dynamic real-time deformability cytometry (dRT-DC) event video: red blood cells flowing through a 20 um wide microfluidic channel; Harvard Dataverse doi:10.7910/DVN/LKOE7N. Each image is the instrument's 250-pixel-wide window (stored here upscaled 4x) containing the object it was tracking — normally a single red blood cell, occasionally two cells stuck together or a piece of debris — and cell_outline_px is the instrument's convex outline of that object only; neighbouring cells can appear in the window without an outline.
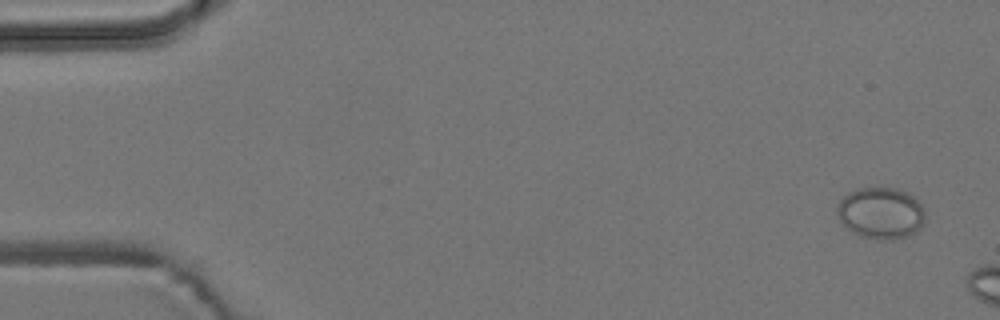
{"species": "common noctule bat (a hibernating species)", "species_latin": "Nyctalus noctula", "temperature_condition": "room temperature", "stored_images_in_passage": 4, "camera_frame_rate_fps": 3000, "um_per_image_px": 0.085, "animal": {"sex": "male", "body_mass_g": 19.2, "forearm_length_mm": 51.8}, "frame": {"image": 1, "passage_image": 1, "time_ms": 0.0, "image_size_px": [1000, 320], "cell_outline_px": [[924, 220], [920, 228], [916, 232], [908, 236], [892, 240], [880, 240], [860, 236], [848, 228], [840, 220], [836, 212], [836, 208], [840, 200], [848, 192], [856, 188], [896, 188], [908, 192], [920, 204], [924, 212]], "centroid_in_image_um": [74.86, 18.11], "position_along_channel_um": 10.1, "area_um2": 26.47}}